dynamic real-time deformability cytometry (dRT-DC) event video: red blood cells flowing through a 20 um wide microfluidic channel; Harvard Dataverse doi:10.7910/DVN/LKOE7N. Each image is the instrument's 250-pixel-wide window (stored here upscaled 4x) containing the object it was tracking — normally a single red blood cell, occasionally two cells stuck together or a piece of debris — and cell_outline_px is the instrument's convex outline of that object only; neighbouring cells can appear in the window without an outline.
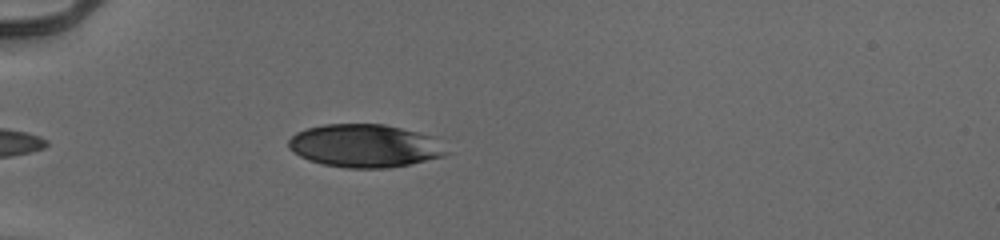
{"species": "human", "species_latin": "Homo sapiens", "temperature_condition": "cold", "stored_images_in_passage": 34, "camera_frame_rate_fps": 3000, "um_per_image_px": 0.085, "donor": {"sex": "male"}, "frame": {"image": 1, "passage_image": 1, "time_ms": 0.0, "image_size_px": [1000, 240], "cell_outline_px": [[452, 152], [444, 156], [412, 164], [388, 168], [344, 168], [320, 164], [308, 160], [300, 156], [288, 148], [288, 140], [296, 132], [308, 128], [324, 124], [384, 124], [432, 136]], "centroid_in_image_um": [31.02, 12.41], "position_along_channel_um": 54.0, "area_um2": 39.88}}
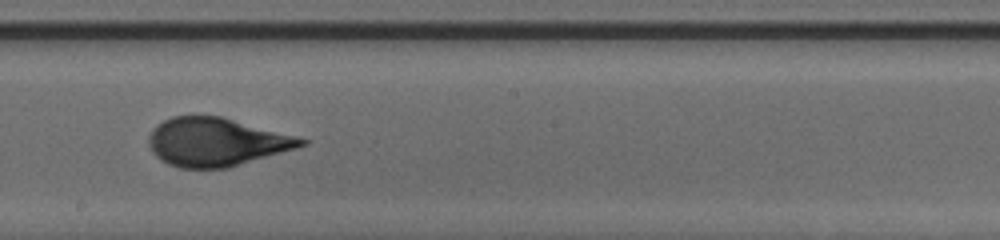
{"frame": {"image": 2, "passage_image": 16, "time_ms": 5.0, "image_size_px": [1000, 240], "cell_outline_px": [[308, 144], [296, 148], [228, 168], [180, 168], [168, 164], [160, 160], [152, 152], [148, 144], [148, 136], [152, 128], [156, 124], [172, 116], [220, 116], [308, 140]], "centroid_in_image_um": [18.31, 12.08], "position_along_channel_um": 229.9, "area_um2": 42.66}}
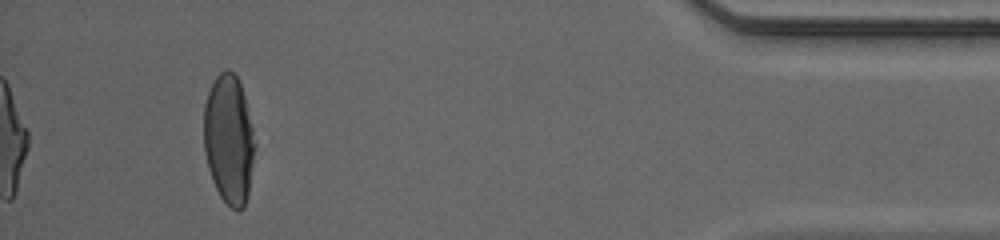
{"frame": {"image": 3, "passage_image": 34, "time_ms": 11.0, "image_size_px": [1000, 240], "cell_outline_px": [[256, 144], [248, 196], [244, 208], [232, 208], [220, 196], [212, 180], [208, 168], [204, 152], [204, 104], [208, 92], [216, 76], [220, 72], [228, 68], [236, 76], [240, 84], [244, 96]], "centroid_in_image_um": [19.45, 11.85], "position_along_channel_um": 415.7, "area_um2": 38.38}, "authors_computed_cell_mechanics": {"area_um2": 42.6275, "velocity_mm_per_s": 3.9542, "shape_relaxation_time_tau1_ms": 3.5973, "shape_relaxation_time_tau2_ms": null, "deformation_change_tau1": 0.18, "deformation_change_tau2": null}}